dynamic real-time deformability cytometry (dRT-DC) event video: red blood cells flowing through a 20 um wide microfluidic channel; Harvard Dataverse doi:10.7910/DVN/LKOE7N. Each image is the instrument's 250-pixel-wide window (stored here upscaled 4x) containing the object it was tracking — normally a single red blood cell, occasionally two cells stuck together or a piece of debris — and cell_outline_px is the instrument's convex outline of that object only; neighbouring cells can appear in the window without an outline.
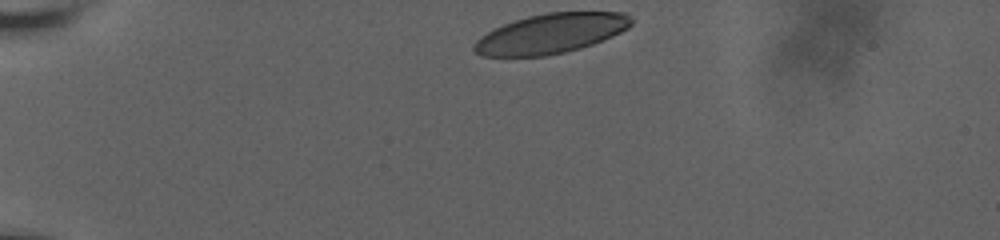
{"species": "human", "species_latin": "Homo sapiens", "temperature_condition": "room temperature", "stored_images_in_passage": 14, "camera_frame_rate_fps": 3000, "um_per_image_px": 0.085, "donor": {"sex": "male"}, "frame": {"image": 1, "passage_image": 1, "time_ms": 0.0, "image_size_px": [1000, 240], "cell_outline_px": [[632, 24], [628, 28], [612, 36], [592, 44], [580, 48], [564, 52], [544, 56], [480, 56], [472, 48], [472, 44], [480, 36], [504, 24], [528, 16], [548, 12], [624, 12], [632, 20]], "centroid_in_image_um": [46.81, 2.85], "position_along_channel_um": 38.2, "area_um2": 36.18}}
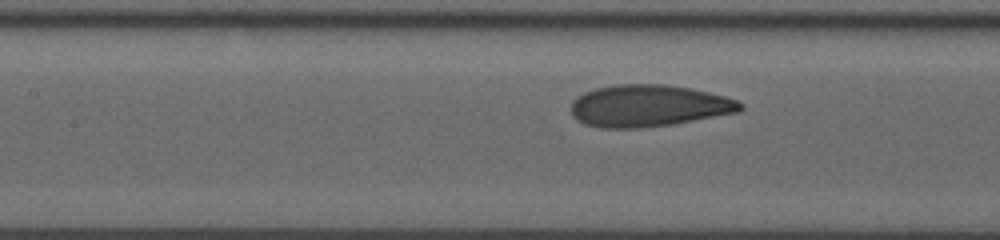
{"frame": {"image": 2, "passage_image": 10, "time_ms": 5.0, "image_size_px": [1000, 240], "cell_outline_px": [[744, 108], [740, 112], [672, 124], [640, 128], [600, 128], [584, 124], [576, 120], [572, 116], [572, 100], [576, 96], [584, 92], [596, 88], [616, 84], [668, 84], [708, 92], [724, 96], [736, 100], [744, 104]], "centroid_in_image_um": [55.11, 8.99], "position_along_channel_um": 152.3, "area_um2": 41.56}}
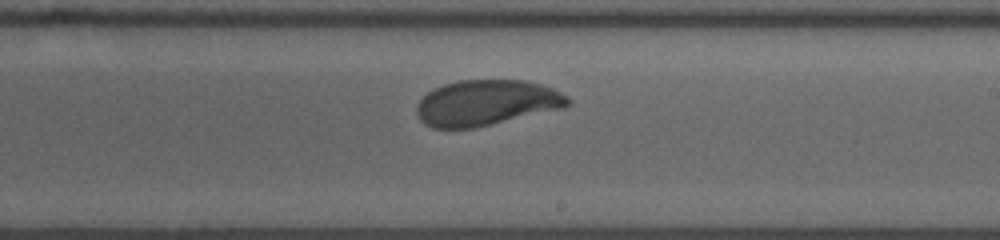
{"frame": {"image": 3, "passage_image": 14, "time_ms": 7.667, "image_size_px": [1000, 240], "cell_outline_px": [[572, 100], [564, 108], [476, 128], [432, 128], [424, 124], [420, 120], [416, 112], [416, 104], [428, 92], [444, 84], [460, 80], [524, 80], [540, 84], [552, 88], [568, 96]], "centroid_in_image_um": [41.35, 8.75], "position_along_channel_um": 247.7, "area_um2": 40.34}}